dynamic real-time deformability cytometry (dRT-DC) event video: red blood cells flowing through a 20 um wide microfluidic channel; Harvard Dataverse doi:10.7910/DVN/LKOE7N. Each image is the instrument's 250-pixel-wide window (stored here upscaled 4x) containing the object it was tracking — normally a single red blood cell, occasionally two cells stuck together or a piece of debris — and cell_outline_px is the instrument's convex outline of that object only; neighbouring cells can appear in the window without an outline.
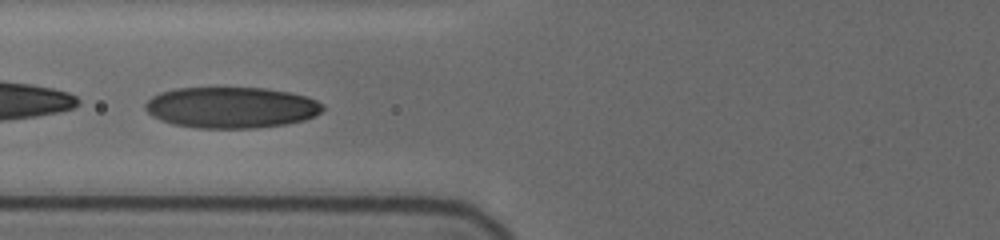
{"species": "human", "species_latin": "Homo sapiens", "temperature_condition": "cold", "stored_images_in_passage": 28, "camera_frame_rate_fps": 3000, "um_per_image_px": 0.085, "donor": {"sex": "female"}, "frame": {"image": 1, "passage_image": 27, "time_ms": 3.333, "image_size_px": [1000, 240], "cell_outline_px": [[324, 108], [320, 112], [304, 120], [284, 124], [256, 128], [196, 128], [172, 124], [160, 120], [152, 116], [144, 108], [144, 104], [152, 96], [160, 92], [176, 88], [264, 88], [288, 92], [308, 96], [324, 104]], "centroid_in_image_um": [19.63, 9.14], "position_along_channel_um": 106.2, "area_um2": 42.6}}